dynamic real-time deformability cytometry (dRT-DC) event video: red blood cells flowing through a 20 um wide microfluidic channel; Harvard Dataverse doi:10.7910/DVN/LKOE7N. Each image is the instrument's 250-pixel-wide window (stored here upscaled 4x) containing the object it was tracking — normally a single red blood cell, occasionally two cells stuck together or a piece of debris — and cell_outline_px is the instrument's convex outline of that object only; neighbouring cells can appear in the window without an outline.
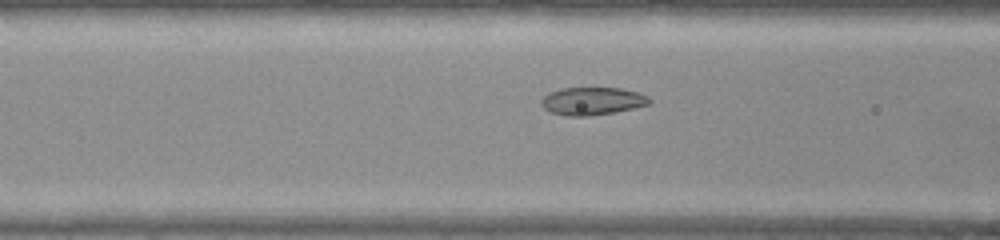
{"species": "common noctule bat (a hibernating species)", "species_latin": "Nyctalus noctula", "temperature_condition": "warm", "stored_images_in_passage": 37, "camera_frame_rate_fps": 3000, "um_per_image_px": 0.085, "animal": {"sex": "female", "body_mass_g": 22.0, "forearm_length_mm": 56.7}, "frame": {"image": 1, "passage_image": 5, "time_ms": 1.333, "image_size_px": [1000, 240], "cell_outline_px": [[652, 100], [648, 104], [632, 108], [612, 112], [588, 116], [568, 116], [552, 112], [544, 108], [540, 104], [540, 100], [548, 92], [560, 88], [620, 88], [640, 92], [648, 96]], "centroid_in_image_um": [50.32, 8.57], "position_along_channel_um": 116.3, "area_um2": 17.46}}
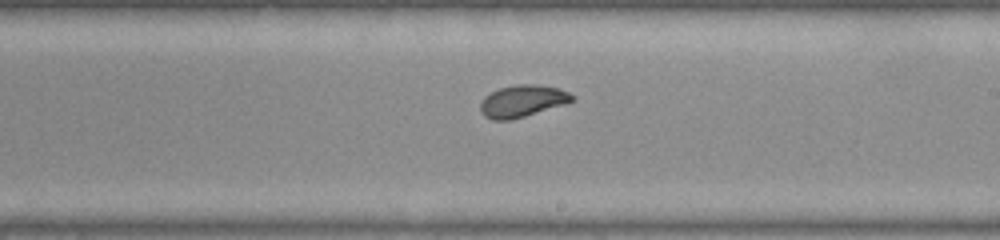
{"frame": {"image": 2, "passage_image": 15, "time_ms": 4.667, "image_size_px": [1000, 240], "cell_outline_px": [[576, 96], [572, 100], [564, 104], [524, 116], [508, 120], [492, 120], [484, 116], [480, 112], [480, 100], [484, 96], [500, 88], [516, 84], [536, 84], [560, 88]], "centroid_in_image_um": [44.37, 8.58], "position_along_channel_um": 244.6, "area_um2": 17.05}}
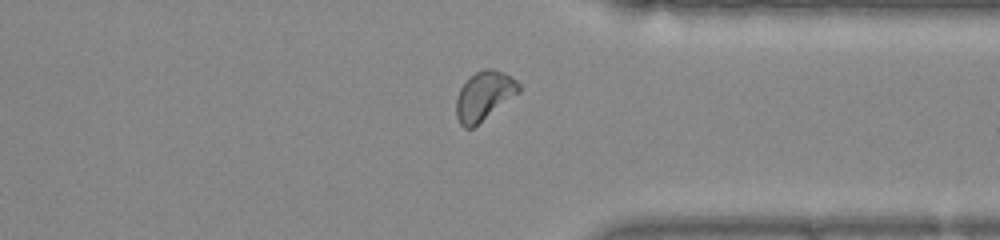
{"frame": {"image": 3, "passage_image": 25, "time_ms": 8.0, "image_size_px": [1000, 240], "cell_outline_px": [[520, 92], [472, 128], [464, 128], [460, 124], [456, 116], [456, 100], [460, 88], [476, 72], [484, 68], [492, 68], [504, 72], [512, 76], [520, 84]], "centroid_in_image_um": [41.16, 8.13], "position_along_channel_um": 370.2, "area_um2": 17.74}, "authors_computed_cell_mechanics": {"area_um2": 17.34, "velocity_mm_per_s": 3.8595, "shape_relaxation_time_tau1_ms": 3.7681, "shape_relaxation_time_tau2_ms": 0.834, "deformation_change_tau1": 0.1316, "deformation_change_tau2": 0.0432}}